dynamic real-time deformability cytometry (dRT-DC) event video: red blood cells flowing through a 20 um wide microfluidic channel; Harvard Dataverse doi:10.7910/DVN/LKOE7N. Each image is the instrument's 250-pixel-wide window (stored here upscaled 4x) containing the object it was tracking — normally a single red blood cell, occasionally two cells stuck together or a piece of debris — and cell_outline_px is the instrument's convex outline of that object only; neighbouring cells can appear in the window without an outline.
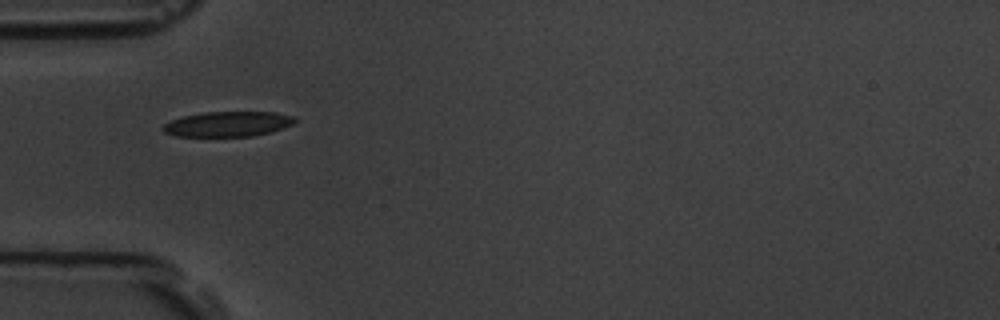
{"species": "common noctule bat (a hibernating species)", "species_latin": "Nyctalus noctula", "temperature_condition": "room temperature", "stored_images_in_passage": 2, "camera_frame_rate_fps": 3000, "um_per_image_px": 0.085, "animal": {"sex": "male", "body_mass_g": 19.5, "forearm_length_mm": 54.6}, "frame": {"image": 1, "passage_image": 1, "time_ms": 0.0, "image_size_px": [1000, 320], "cell_outline_px": [[296, 120], [292, 124], [268, 132], [252, 136], [176, 136], [164, 132], [160, 128], [164, 124], [172, 120], [184, 116], [204, 112], [276, 112], [292, 116]], "centroid_in_image_um": [19.32, 10.54], "position_along_channel_um": 65.7, "area_um2": 19.02}}
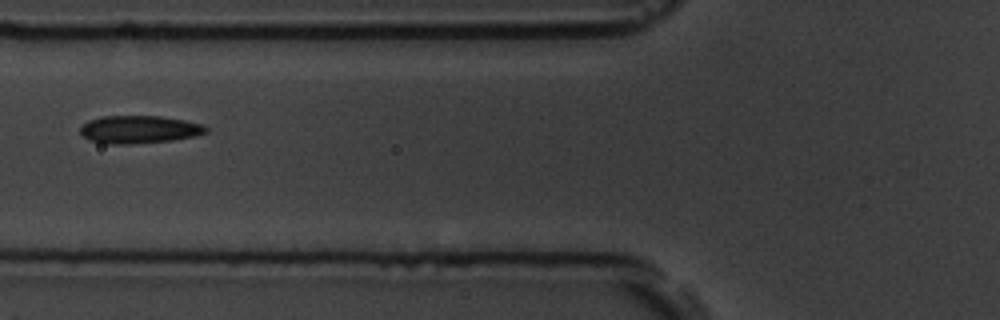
{"frame": {"image": 2, "passage_image": 2, "time_ms": 1.333, "image_size_px": [1000, 320], "cell_outline_px": [[208, 132], [196, 136], [172, 140], [128, 144], [108, 144], [88, 140], [80, 132], [80, 128], [88, 120], [104, 116], [160, 116], [184, 120], [200, 124], [208, 128]], "centroid_in_image_um": [11.82, 11.0], "position_along_channel_um": 114.0, "area_um2": 20.29}}